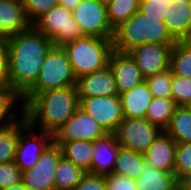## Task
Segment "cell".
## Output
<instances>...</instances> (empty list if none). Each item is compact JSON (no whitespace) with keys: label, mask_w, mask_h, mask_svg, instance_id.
Segmentation results:
<instances>
[{"label":"cell","mask_w":191,"mask_h":190,"mask_svg":"<svg viewBox=\"0 0 191 190\" xmlns=\"http://www.w3.org/2000/svg\"><path fill=\"white\" fill-rule=\"evenodd\" d=\"M8 69L5 85L22 96L37 80L52 41L32 25L7 37Z\"/></svg>","instance_id":"cell-1"},{"label":"cell","mask_w":191,"mask_h":190,"mask_svg":"<svg viewBox=\"0 0 191 190\" xmlns=\"http://www.w3.org/2000/svg\"><path fill=\"white\" fill-rule=\"evenodd\" d=\"M76 86L48 90L34 95L24 106V117L29 125L54 135V133L79 108Z\"/></svg>","instance_id":"cell-2"},{"label":"cell","mask_w":191,"mask_h":190,"mask_svg":"<svg viewBox=\"0 0 191 190\" xmlns=\"http://www.w3.org/2000/svg\"><path fill=\"white\" fill-rule=\"evenodd\" d=\"M162 20L146 18L139 10L115 28L113 50L127 53L145 43H175Z\"/></svg>","instance_id":"cell-3"},{"label":"cell","mask_w":191,"mask_h":190,"mask_svg":"<svg viewBox=\"0 0 191 190\" xmlns=\"http://www.w3.org/2000/svg\"><path fill=\"white\" fill-rule=\"evenodd\" d=\"M76 78L105 68L113 51V39L83 36L63 46Z\"/></svg>","instance_id":"cell-4"},{"label":"cell","mask_w":191,"mask_h":190,"mask_svg":"<svg viewBox=\"0 0 191 190\" xmlns=\"http://www.w3.org/2000/svg\"><path fill=\"white\" fill-rule=\"evenodd\" d=\"M73 73L63 47L53 46L46 53L36 82L21 96L23 106L38 93L57 88L76 86Z\"/></svg>","instance_id":"cell-5"},{"label":"cell","mask_w":191,"mask_h":190,"mask_svg":"<svg viewBox=\"0 0 191 190\" xmlns=\"http://www.w3.org/2000/svg\"><path fill=\"white\" fill-rule=\"evenodd\" d=\"M31 25L48 37L53 46L63 47L83 37L72 11L60 5L43 13Z\"/></svg>","instance_id":"cell-6"},{"label":"cell","mask_w":191,"mask_h":190,"mask_svg":"<svg viewBox=\"0 0 191 190\" xmlns=\"http://www.w3.org/2000/svg\"><path fill=\"white\" fill-rule=\"evenodd\" d=\"M52 142V134L33 128L23 116L18 121V143L14 163L22 172L30 169Z\"/></svg>","instance_id":"cell-7"},{"label":"cell","mask_w":191,"mask_h":190,"mask_svg":"<svg viewBox=\"0 0 191 190\" xmlns=\"http://www.w3.org/2000/svg\"><path fill=\"white\" fill-rule=\"evenodd\" d=\"M72 15L83 36L113 39L115 29L110 24L106 5L99 0H81Z\"/></svg>","instance_id":"cell-8"},{"label":"cell","mask_w":191,"mask_h":190,"mask_svg":"<svg viewBox=\"0 0 191 190\" xmlns=\"http://www.w3.org/2000/svg\"><path fill=\"white\" fill-rule=\"evenodd\" d=\"M162 131L145 118L124 117L114 134L122 148L144 154Z\"/></svg>","instance_id":"cell-9"},{"label":"cell","mask_w":191,"mask_h":190,"mask_svg":"<svg viewBox=\"0 0 191 190\" xmlns=\"http://www.w3.org/2000/svg\"><path fill=\"white\" fill-rule=\"evenodd\" d=\"M61 148L52 142L42 153L38 162L30 169L22 172V182L28 190H55L54 170Z\"/></svg>","instance_id":"cell-10"},{"label":"cell","mask_w":191,"mask_h":190,"mask_svg":"<svg viewBox=\"0 0 191 190\" xmlns=\"http://www.w3.org/2000/svg\"><path fill=\"white\" fill-rule=\"evenodd\" d=\"M79 107L107 133H114L124 118L119 96L79 97Z\"/></svg>","instance_id":"cell-11"},{"label":"cell","mask_w":191,"mask_h":190,"mask_svg":"<svg viewBox=\"0 0 191 190\" xmlns=\"http://www.w3.org/2000/svg\"><path fill=\"white\" fill-rule=\"evenodd\" d=\"M107 132L80 107L54 133L53 142L95 141Z\"/></svg>","instance_id":"cell-12"},{"label":"cell","mask_w":191,"mask_h":190,"mask_svg":"<svg viewBox=\"0 0 191 190\" xmlns=\"http://www.w3.org/2000/svg\"><path fill=\"white\" fill-rule=\"evenodd\" d=\"M174 43H145L127 52L139 67L144 78L170 68Z\"/></svg>","instance_id":"cell-13"},{"label":"cell","mask_w":191,"mask_h":190,"mask_svg":"<svg viewBox=\"0 0 191 190\" xmlns=\"http://www.w3.org/2000/svg\"><path fill=\"white\" fill-rule=\"evenodd\" d=\"M76 87L79 97L119 96L109 65L77 78Z\"/></svg>","instance_id":"cell-14"},{"label":"cell","mask_w":191,"mask_h":190,"mask_svg":"<svg viewBox=\"0 0 191 190\" xmlns=\"http://www.w3.org/2000/svg\"><path fill=\"white\" fill-rule=\"evenodd\" d=\"M109 66L113 72L119 95L144 81L139 67L128 53L113 50L109 58Z\"/></svg>","instance_id":"cell-15"},{"label":"cell","mask_w":191,"mask_h":190,"mask_svg":"<svg viewBox=\"0 0 191 190\" xmlns=\"http://www.w3.org/2000/svg\"><path fill=\"white\" fill-rule=\"evenodd\" d=\"M120 147L114 133H106L93 141L91 174L105 176L112 173Z\"/></svg>","instance_id":"cell-16"},{"label":"cell","mask_w":191,"mask_h":190,"mask_svg":"<svg viewBox=\"0 0 191 190\" xmlns=\"http://www.w3.org/2000/svg\"><path fill=\"white\" fill-rule=\"evenodd\" d=\"M30 26L22 0H0V37L7 38Z\"/></svg>","instance_id":"cell-17"},{"label":"cell","mask_w":191,"mask_h":190,"mask_svg":"<svg viewBox=\"0 0 191 190\" xmlns=\"http://www.w3.org/2000/svg\"><path fill=\"white\" fill-rule=\"evenodd\" d=\"M176 142L162 131L144 153L147 163L157 169L174 172Z\"/></svg>","instance_id":"cell-18"},{"label":"cell","mask_w":191,"mask_h":190,"mask_svg":"<svg viewBox=\"0 0 191 190\" xmlns=\"http://www.w3.org/2000/svg\"><path fill=\"white\" fill-rule=\"evenodd\" d=\"M176 41H185L191 34V2H174L168 6L163 21Z\"/></svg>","instance_id":"cell-19"},{"label":"cell","mask_w":191,"mask_h":190,"mask_svg":"<svg viewBox=\"0 0 191 190\" xmlns=\"http://www.w3.org/2000/svg\"><path fill=\"white\" fill-rule=\"evenodd\" d=\"M122 113L127 118H145L152 95L145 81L119 95Z\"/></svg>","instance_id":"cell-20"},{"label":"cell","mask_w":191,"mask_h":190,"mask_svg":"<svg viewBox=\"0 0 191 190\" xmlns=\"http://www.w3.org/2000/svg\"><path fill=\"white\" fill-rule=\"evenodd\" d=\"M179 185L174 172L157 169L147 162L144 172L135 179L136 190H178Z\"/></svg>","instance_id":"cell-21"},{"label":"cell","mask_w":191,"mask_h":190,"mask_svg":"<svg viewBox=\"0 0 191 190\" xmlns=\"http://www.w3.org/2000/svg\"><path fill=\"white\" fill-rule=\"evenodd\" d=\"M23 109L21 96L5 84L0 85V130L17 123L24 116Z\"/></svg>","instance_id":"cell-22"},{"label":"cell","mask_w":191,"mask_h":190,"mask_svg":"<svg viewBox=\"0 0 191 190\" xmlns=\"http://www.w3.org/2000/svg\"><path fill=\"white\" fill-rule=\"evenodd\" d=\"M54 143L60 146L62 156L65 159L91 174L93 142L78 140Z\"/></svg>","instance_id":"cell-23"},{"label":"cell","mask_w":191,"mask_h":190,"mask_svg":"<svg viewBox=\"0 0 191 190\" xmlns=\"http://www.w3.org/2000/svg\"><path fill=\"white\" fill-rule=\"evenodd\" d=\"M145 164L144 154L120 147L113 173L137 179L144 172Z\"/></svg>","instance_id":"cell-24"},{"label":"cell","mask_w":191,"mask_h":190,"mask_svg":"<svg viewBox=\"0 0 191 190\" xmlns=\"http://www.w3.org/2000/svg\"><path fill=\"white\" fill-rule=\"evenodd\" d=\"M86 173L82 168L61 156L54 170L55 190H74Z\"/></svg>","instance_id":"cell-25"},{"label":"cell","mask_w":191,"mask_h":190,"mask_svg":"<svg viewBox=\"0 0 191 190\" xmlns=\"http://www.w3.org/2000/svg\"><path fill=\"white\" fill-rule=\"evenodd\" d=\"M164 131L176 143H191V112L185 106H177Z\"/></svg>","instance_id":"cell-26"},{"label":"cell","mask_w":191,"mask_h":190,"mask_svg":"<svg viewBox=\"0 0 191 190\" xmlns=\"http://www.w3.org/2000/svg\"><path fill=\"white\" fill-rule=\"evenodd\" d=\"M176 107L177 105L172 98L153 97L147 108L145 119L164 131Z\"/></svg>","instance_id":"cell-27"},{"label":"cell","mask_w":191,"mask_h":190,"mask_svg":"<svg viewBox=\"0 0 191 190\" xmlns=\"http://www.w3.org/2000/svg\"><path fill=\"white\" fill-rule=\"evenodd\" d=\"M170 69L173 75L191 78V45L176 41L171 50Z\"/></svg>","instance_id":"cell-28"},{"label":"cell","mask_w":191,"mask_h":190,"mask_svg":"<svg viewBox=\"0 0 191 190\" xmlns=\"http://www.w3.org/2000/svg\"><path fill=\"white\" fill-rule=\"evenodd\" d=\"M140 0H113L106 5L110 24L115 29L139 10Z\"/></svg>","instance_id":"cell-29"},{"label":"cell","mask_w":191,"mask_h":190,"mask_svg":"<svg viewBox=\"0 0 191 190\" xmlns=\"http://www.w3.org/2000/svg\"><path fill=\"white\" fill-rule=\"evenodd\" d=\"M17 143L18 122L0 130V163L14 161Z\"/></svg>","instance_id":"cell-30"},{"label":"cell","mask_w":191,"mask_h":190,"mask_svg":"<svg viewBox=\"0 0 191 190\" xmlns=\"http://www.w3.org/2000/svg\"><path fill=\"white\" fill-rule=\"evenodd\" d=\"M172 71L170 68L144 78L152 97L172 98L171 90Z\"/></svg>","instance_id":"cell-31"},{"label":"cell","mask_w":191,"mask_h":190,"mask_svg":"<svg viewBox=\"0 0 191 190\" xmlns=\"http://www.w3.org/2000/svg\"><path fill=\"white\" fill-rule=\"evenodd\" d=\"M174 174L180 183L191 179V143H176Z\"/></svg>","instance_id":"cell-32"},{"label":"cell","mask_w":191,"mask_h":190,"mask_svg":"<svg viewBox=\"0 0 191 190\" xmlns=\"http://www.w3.org/2000/svg\"><path fill=\"white\" fill-rule=\"evenodd\" d=\"M171 90L176 105L184 106L191 99V78L172 74Z\"/></svg>","instance_id":"cell-33"},{"label":"cell","mask_w":191,"mask_h":190,"mask_svg":"<svg viewBox=\"0 0 191 190\" xmlns=\"http://www.w3.org/2000/svg\"><path fill=\"white\" fill-rule=\"evenodd\" d=\"M22 4L26 18L31 24L43 13L59 5L58 0H22Z\"/></svg>","instance_id":"cell-34"},{"label":"cell","mask_w":191,"mask_h":190,"mask_svg":"<svg viewBox=\"0 0 191 190\" xmlns=\"http://www.w3.org/2000/svg\"><path fill=\"white\" fill-rule=\"evenodd\" d=\"M22 182V170L14 163H0V190Z\"/></svg>","instance_id":"cell-35"},{"label":"cell","mask_w":191,"mask_h":190,"mask_svg":"<svg viewBox=\"0 0 191 190\" xmlns=\"http://www.w3.org/2000/svg\"><path fill=\"white\" fill-rule=\"evenodd\" d=\"M139 11L146 15V18H153L164 21L168 13L167 2L140 0Z\"/></svg>","instance_id":"cell-36"},{"label":"cell","mask_w":191,"mask_h":190,"mask_svg":"<svg viewBox=\"0 0 191 190\" xmlns=\"http://www.w3.org/2000/svg\"><path fill=\"white\" fill-rule=\"evenodd\" d=\"M107 190H136L135 179L110 173L104 176Z\"/></svg>","instance_id":"cell-37"},{"label":"cell","mask_w":191,"mask_h":190,"mask_svg":"<svg viewBox=\"0 0 191 190\" xmlns=\"http://www.w3.org/2000/svg\"><path fill=\"white\" fill-rule=\"evenodd\" d=\"M74 190H107L104 176L86 173Z\"/></svg>","instance_id":"cell-38"},{"label":"cell","mask_w":191,"mask_h":190,"mask_svg":"<svg viewBox=\"0 0 191 190\" xmlns=\"http://www.w3.org/2000/svg\"><path fill=\"white\" fill-rule=\"evenodd\" d=\"M8 69V43L6 37H0V85L5 84Z\"/></svg>","instance_id":"cell-39"},{"label":"cell","mask_w":191,"mask_h":190,"mask_svg":"<svg viewBox=\"0 0 191 190\" xmlns=\"http://www.w3.org/2000/svg\"><path fill=\"white\" fill-rule=\"evenodd\" d=\"M80 2L81 0H58L60 6H63L71 11H73Z\"/></svg>","instance_id":"cell-40"},{"label":"cell","mask_w":191,"mask_h":190,"mask_svg":"<svg viewBox=\"0 0 191 190\" xmlns=\"http://www.w3.org/2000/svg\"><path fill=\"white\" fill-rule=\"evenodd\" d=\"M2 190H28V189L24 186L23 182H20L18 184L12 185V186L7 187V188H4Z\"/></svg>","instance_id":"cell-41"},{"label":"cell","mask_w":191,"mask_h":190,"mask_svg":"<svg viewBox=\"0 0 191 190\" xmlns=\"http://www.w3.org/2000/svg\"><path fill=\"white\" fill-rule=\"evenodd\" d=\"M178 190H191V179H187L185 182L180 183Z\"/></svg>","instance_id":"cell-42"},{"label":"cell","mask_w":191,"mask_h":190,"mask_svg":"<svg viewBox=\"0 0 191 190\" xmlns=\"http://www.w3.org/2000/svg\"><path fill=\"white\" fill-rule=\"evenodd\" d=\"M152 1H160V2H167L168 6H171L175 0H152Z\"/></svg>","instance_id":"cell-43"},{"label":"cell","mask_w":191,"mask_h":190,"mask_svg":"<svg viewBox=\"0 0 191 190\" xmlns=\"http://www.w3.org/2000/svg\"><path fill=\"white\" fill-rule=\"evenodd\" d=\"M184 106L191 112V99Z\"/></svg>","instance_id":"cell-44"},{"label":"cell","mask_w":191,"mask_h":190,"mask_svg":"<svg viewBox=\"0 0 191 190\" xmlns=\"http://www.w3.org/2000/svg\"><path fill=\"white\" fill-rule=\"evenodd\" d=\"M102 4H109L110 2H112L113 0H99Z\"/></svg>","instance_id":"cell-45"},{"label":"cell","mask_w":191,"mask_h":190,"mask_svg":"<svg viewBox=\"0 0 191 190\" xmlns=\"http://www.w3.org/2000/svg\"><path fill=\"white\" fill-rule=\"evenodd\" d=\"M188 44H190L191 45V34H190V36L185 40Z\"/></svg>","instance_id":"cell-46"},{"label":"cell","mask_w":191,"mask_h":190,"mask_svg":"<svg viewBox=\"0 0 191 190\" xmlns=\"http://www.w3.org/2000/svg\"><path fill=\"white\" fill-rule=\"evenodd\" d=\"M191 2V0H175L174 2Z\"/></svg>","instance_id":"cell-47"}]
</instances>
